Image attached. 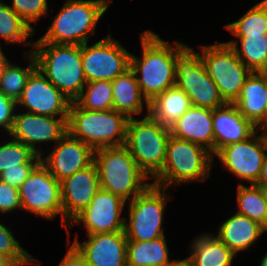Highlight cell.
I'll return each instance as SVG.
<instances>
[{
  "label": "cell",
  "mask_w": 267,
  "mask_h": 266,
  "mask_svg": "<svg viewBox=\"0 0 267 266\" xmlns=\"http://www.w3.org/2000/svg\"><path fill=\"white\" fill-rule=\"evenodd\" d=\"M141 56L131 54L130 69L134 72L142 95L150 102L176 83V57L188 46L181 39L165 41L147 29L140 34Z\"/></svg>",
  "instance_id": "obj_1"
},
{
  "label": "cell",
  "mask_w": 267,
  "mask_h": 266,
  "mask_svg": "<svg viewBox=\"0 0 267 266\" xmlns=\"http://www.w3.org/2000/svg\"><path fill=\"white\" fill-rule=\"evenodd\" d=\"M113 0H65L47 31L34 43H87Z\"/></svg>",
  "instance_id": "obj_2"
},
{
  "label": "cell",
  "mask_w": 267,
  "mask_h": 266,
  "mask_svg": "<svg viewBox=\"0 0 267 266\" xmlns=\"http://www.w3.org/2000/svg\"><path fill=\"white\" fill-rule=\"evenodd\" d=\"M31 53L40 72L71 102L81 95L87 83L82 67V45L34 43Z\"/></svg>",
  "instance_id": "obj_3"
},
{
  "label": "cell",
  "mask_w": 267,
  "mask_h": 266,
  "mask_svg": "<svg viewBox=\"0 0 267 266\" xmlns=\"http://www.w3.org/2000/svg\"><path fill=\"white\" fill-rule=\"evenodd\" d=\"M100 188L121 197L126 202L143 193L151 180L137 165L125 145L94 151Z\"/></svg>",
  "instance_id": "obj_4"
},
{
  "label": "cell",
  "mask_w": 267,
  "mask_h": 266,
  "mask_svg": "<svg viewBox=\"0 0 267 266\" xmlns=\"http://www.w3.org/2000/svg\"><path fill=\"white\" fill-rule=\"evenodd\" d=\"M214 157L206 148L170 135L162 171L152 184L169 189L175 185L204 182L210 176Z\"/></svg>",
  "instance_id": "obj_5"
},
{
  "label": "cell",
  "mask_w": 267,
  "mask_h": 266,
  "mask_svg": "<svg viewBox=\"0 0 267 266\" xmlns=\"http://www.w3.org/2000/svg\"><path fill=\"white\" fill-rule=\"evenodd\" d=\"M128 121L126 115L114 109L89 111L74 101L69 109L67 132L95 151L125 145Z\"/></svg>",
  "instance_id": "obj_6"
},
{
  "label": "cell",
  "mask_w": 267,
  "mask_h": 266,
  "mask_svg": "<svg viewBox=\"0 0 267 266\" xmlns=\"http://www.w3.org/2000/svg\"><path fill=\"white\" fill-rule=\"evenodd\" d=\"M170 135V129L149 114L129 118L125 146L150 179H154L164 167Z\"/></svg>",
  "instance_id": "obj_7"
},
{
  "label": "cell",
  "mask_w": 267,
  "mask_h": 266,
  "mask_svg": "<svg viewBox=\"0 0 267 266\" xmlns=\"http://www.w3.org/2000/svg\"><path fill=\"white\" fill-rule=\"evenodd\" d=\"M170 196L169 189L151 184L143 193L126 202L129 218L125 217L124 232L127 240L150 241L165 236L164 212Z\"/></svg>",
  "instance_id": "obj_8"
},
{
  "label": "cell",
  "mask_w": 267,
  "mask_h": 266,
  "mask_svg": "<svg viewBox=\"0 0 267 266\" xmlns=\"http://www.w3.org/2000/svg\"><path fill=\"white\" fill-rule=\"evenodd\" d=\"M208 75L225 103H235L251 71L226 42L199 45Z\"/></svg>",
  "instance_id": "obj_9"
},
{
  "label": "cell",
  "mask_w": 267,
  "mask_h": 266,
  "mask_svg": "<svg viewBox=\"0 0 267 266\" xmlns=\"http://www.w3.org/2000/svg\"><path fill=\"white\" fill-rule=\"evenodd\" d=\"M189 45L176 57V83L191 105L215 109L225 104L218 87L208 75L199 52Z\"/></svg>",
  "instance_id": "obj_10"
},
{
  "label": "cell",
  "mask_w": 267,
  "mask_h": 266,
  "mask_svg": "<svg viewBox=\"0 0 267 266\" xmlns=\"http://www.w3.org/2000/svg\"><path fill=\"white\" fill-rule=\"evenodd\" d=\"M19 195L22 211L47 220H53L60 215V224L63 227L60 182L41 162L19 187Z\"/></svg>",
  "instance_id": "obj_11"
},
{
  "label": "cell",
  "mask_w": 267,
  "mask_h": 266,
  "mask_svg": "<svg viewBox=\"0 0 267 266\" xmlns=\"http://www.w3.org/2000/svg\"><path fill=\"white\" fill-rule=\"evenodd\" d=\"M82 44V67L87 83L113 81L130 69L131 54L111 32L103 39Z\"/></svg>",
  "instance_id": "obj_12"
},
{
  "label": "cell",
  "mask_w": 267,
  "mask_h": 266,
  "mask_svg": "<svg viewBox=\"0 0 267 266\" xmlns=\"http://www.w3.org/2000/svg\"><path fill=\"white\" fill-rule=\"evenodd\" d=\"M266 151V131L258 128L249 138L221 148L213 157L237 180L257 184Z\"/></svg>",
  "instance_id": "obj_13"
},
{
  "label": "cell",
  "mask_w": 267,
  "mask_h": 266,
  "mask_svg": "<svg viewBox=\"0 0 267 266\" xmlns=\"http://www.w3.org/2000/svg\"><path fill=\"white\" fill-rule=\"evenodd\" d=\"M125 207V200L100 188L89 206L67 226V238H70L73 226L81 223L85 227L86 235L124 231L125 217H122V213L126 211Z\"/></svg>",
  "instance_id": "obj_14"
},
{
  "label": "cell",
  "mask_w": 267,
  "mask_h": 266,
  "mask_svg": "<svg viewBox=\"0 0 267 266\" xmlns=\"http://www.w3.org/2000/svg\"><path fill=\"white\" fill-rule=\"evenodd\" d=\"M67 120L68 117H51L17 110L9 136L42 155L40 144L49 143L53 146L57 143L67 133Z\"/></svg>",
  "instance_id": "obj_15"
},
{
  "label": "cell",
  "mask_w": 267,
  "mask_h": 266,
  "mask_svg": "<svg viewBox=\"0 0 267 266\" xmlns=\"http://www.w3.org/2000/svg\"><path fill=\"white\" fill-rule=\"evenodd\" d=\"M16 103L21 111L25 109L37 115L68 117L72 102L36 68Z\"/></svg>",
  "instance_id": "obj_16"
},
{
  "label": "cell",
  "mask_w": 267,
  "mask_h": 266,
  "mask_svg": "<svg viewBox=\"0 0 267 266\" xmlns=\"http://www.w3.org/2000/svg\"><path fill=\"white\" fill-rule=\"evenodd\" d=\"M50 150H44L41 163L59 182L94 162V150L68 132Z\"/></svg>",
  "instance_id": "obj_17"
},
{
  "label": "cell",
  "mask_w": 267,
  "mask_h": 266,
  "mask_svg": "<svg viewBox=\"0 0 267 266\" xmlns=\"http://www.w3.org/2000/svg\"><path fill=\"white\" fill-rule=\"evenodd\" d=\"M100 189L95 163L60 181L63 228L91 203Z\"/></svg>",
  "instance_id": "obj_18"
},
{
  "label": "cell",
  "mask_w": 267,
  "mask_h": 266,
  "mask_svg": "<svg viewBox=\"0 0 267 266\" xmlns=\"http://www.w3.org/2000/svg\"><path fill=\"white\" fill-rule=\"evenodd\" d=\"M71 243L84 257L88 266H127V237L124 231L86 235L83 242L76 235Z\"/></svg>",
  "instance_id": "obj_19"
},
{
  "label": "cell",
  "mask_w": 267,
  "mask_h": 266,
  "mask_svg": "<svg viewBox=\"0 0 267 266\" xmlns=\"http://www.w3.org/2000/svg\"><path fill=\"white\" fill-rule=\"evenodd\" d=\"M214 155L223 147L249 138L258 128L246 119L234 103L212 110Z\"/></svg>",
  "instance_id": "obj_20"
},
{
  "label": "cell",
  "mask_w": 267,
  "mask_h": 266,
  "mask_svg": "<svg viewBox=\"0 0 267 266\" xmlns=\"http://www.w3.org/2000/svg\"><path fill=\"white\" fill-rule=\"evenodd\" d=\"M174 137L198 144L214 156L212 109L191 106L170 128Z\"/></svg>",
  "instance_id": "obj_21"
},
{
  "label": "cell",
  "mask_w": 267,
  "mask_h": 266,
  "mask_svg": "<svg viewBox=\"0 0 267 266\" xmlns=\"http://www.w3.org/2000/svg\"><path fill=\"white\" fill-rule=\"evenodd\" d=\"M239 112L257 128L267 127V75L251 72L234 103Z\"/></svg>",
  "instance_id": "obj_22"
},
{
  "label": "cell",
  "mask_w": 267,
  "mask_h": 266,
  "mask_svg": "<svg viewBox=\"0 0 267 266\" xmlns=\"http://www.w3.org/2000/svg\"><path fill=\"white\" fill-rule=\"evenodd\" d=\"M266 229L252 219L234 213L214 233L234 254L247 251L261 239Z\"/></svg>",
  "instance_id": "obj_23"
},
{
  "label": "cell",
  "mask_w": 267,
  "mask_h": 266,
  "mask_svg": "<svg viewBox=\"0 0 267 266\" xmlns=\"http://www.w3.org/2000/svg\"><path fill=\"white\" fill-rule=\"evenodd\" d=\"M112 93L113 109L128 118L149 114V102L142 95L136 76L131 69H128L112 81Z\"/></svg>",
  "instance_id": "obj_24"
},
{
  "label": "cell",
  "mask_w": 267,
  "mask_h": 266,
  "mask_svg": "<svg viewBox=\"0 0 267 266\" xmlns=\"http://www.w3.org/2000/svg\"><path fill=\"white\" fill-rule=\"evenodd\" d=\"M188 248L189 266H232L237 256L212 232L198 234Z\"/></svg>",
  "instance_id": "obj_25"
},
{
  "label": "cell",
  "mask_w": 267,
  "mask_h": 266,
  "mask_svg": "<svg viewBox=\"0 0 267 266\" xmlns=\"http://www.w3.org/2000/svg\"><path fill=\"white\" fill-rule=\"evenodd\" d=\"M191 106L185 92L174 85L149 102V115L162 126L170 129Z\"/></svg>",
  "instance_id": "obj_26"
},
{
  "label": "cell",
  "mask_w": 267,
  "mask_h": 266,
  "mask_svg": "<svg viewBox=\"0 0 267 266\" xmlns=\"http://www.w3.org/2000/svg\"><path fill=\"white\" fill-rule=\"evenodd\" d=\"M166 236L150 241L127 240V266H173L179 259H170Z\"/></svg>",
  "instance_id": "obj_27"
},
{
  "label": "cell",
  "mask_w": 267,
  "mask_h": 266,
  "mask_svg": "<svg viewBox=\"0 0 267 266\" xmlns=\"http://www.w3.org/2000/svg\"><path fill=\"white\" fill-rule=\"evenodd\" d=\"M234 37L226 43L251 72H261L267 64V34Z\"/></svg>",
  "instance_id": "obj_28"
},
{
  "label": "cell",
  "mask_w": 267,
  "mask_h": 266,
  "mask_svg": "<svg viewBox=\"0 0 267 266\" xmlns=\"http://www.w3.org/2000/svg\"><path fill=\"white\" fill-rule=\"evenodd\" d=\"M237 213L267 228V190L256 184L237 185Z\"/></svg>",
  "instance_id": "obj_29"
},
{
  "label": "cell",
  "mask_w": 267,
  "mask_h": 266,
  "mask_svg": "<svg viewBox=\"0 0 267 266\" xmlns=\"http://www.w3.org/2000/svg\"><path fill=\"white\" fill-rule=\"evenodd\" d=\"M36 32L9 6L0 0V38L6 44L33 46L32 38ZM29 40V41H28Z\"/></svg>",
  "instance_id": "obj_30"
},
{
  "label": "cell",
  "mask_w": 267,
  "mask_h": 266,
  "mask_svg": "<svg viewBox=\"0 0 267 266\" xmlns=\"http://www.w3.org/2000/svg\"><path fill=\"white\" fill-rule=\"evenodd\" d=\"M23 51L28 65L21 67L11 62L0 79V91L16 102L20 98L29 76L37 68L36 60L31 50Z\"/></svg>",
  "instance_id": "obj_31"
},
{
  "label": "cell",
  "mask_w": 267,
  "mask_h": 266,
  "mask_svg": "<svg viewBox=\"0 0 267 266\" xmlns=\"http://www.w3.org/2000/svg\"><path fill=\"white\" fill-rule=\"evenodd\" d=\"M233 36L267 34V4L256 3L238 20L224 25Z\"/></svg>",
  "instance_id": "obj_32"
},
{
  "label": "cell",
  "mask_w": 267,
  "mask_h": 266,
  "mask_svg": "<svg viewBox=\"0 0 267 266\" xmlns=\"http://www.w3.org/2000/svg\"><path fill=\"white\" fill-rule=\"evenodd\" d=\"M75 102L89 111L113 109L112 81L101 80L86 83Z\"/></svg>",
  "instance_id": "obj_33"
},
{
  "label": "cell",
  "mask_w": 267,
  "mask_h": 266,
  "mask_svg": "<svg viewBox=\"0 0 267 266\" xmlns=\"http://www.w3.org/2000/svg\"><path fill=\"white\" fill-rule=\"evenodd\" d=\"M0 143V173L6 169L20 168V164L41 162V155L11 137Z\"/></svg>",
  "instance_id": "obj_34"
},
{
  "label": "cell",
  "mask_w": 267,
  "mask_h": 266,
  "mask_svg": "<svg viewBox=\"0 0 267 266\" xmlns=\"http://www.w3.org/2000/svg\"><path fill=\"white\" fill-rule=\"evenodd\" d=\"M10 227L5 226L0 222V252L7 255L17 266L40 264L29 252L20 245L10 230Z\"/></svg>",
  "instance_id": "obj_35"
},
{
  "label": "cell",
  "mask_w": 267,
  "mask_h": 266,
  "mask_svg": "<svg viewBox=\"0 0 267 266\" xmlns=\"http://www.w3.org/2000/svg\"><path fill=\"white\" fill-rule=\"evenodd\" d=\"M9 6L36 32L33 24L48 15V0H11ZM32 23V25H31Z\"/></svg>",
  "instance_id": "obj_36"
},
{
  "label": "cell",
  "mask_w": 267,
  "mask_h": 266,
  "mask_svg": "<svg viewBox=\"0 0 267 266\" xmlns=\"http://www.w3.org/2000/svg\"><path fill=\"white\" fill-rule=\"evenodd\" d=\"M19 209L22 210L19 189L0 181V214H12Z\"/></svg>",
  "instance_id": "obj_37"
},
{
  "label": "cell",
  "mask_w": 267,
  "mask_h": 266,
  "mask_svg": "<svg viewBox=\"0 0 267 266\" xmlns=\"http://www.w3.org/2000/svg\"><path fill=\"white\" fill-rule=\"evenodd\" d=\"M39 163L20 164V168L6 169L0 173V181L19 189Z\"/></svg>",
  "instance_id": "obj_38"
},
{
  "label": "cell",
  "mask_w": 267,
  "mask_h": 266,
  "mask_svg": "<svg viewBox=\"0 0 267 266\" xmlns=\"http://www.w3.org/2000/svg\"><path fill=\"white\" fill-rule=\"evenodd\" d=\"M17 103L13 99L6 97L0 91V132L4 130L9 136L15 118V111H17Z\"/></svg>",
  "instance_id": "obj_39"
},
{
  "label": "cell",
  "mask_w": 267,
  "mask_h": 266,
  "mask_svg": "<svg viewBox=\"0 0 267 266\" xmlns=\"http://www.w3.org/2000/svg\"><path fill=\"white\" fill-rule=\"evenodd\" d=\"M67 251L59 266H88L84 257L69 242L66 241Z\"/></svg>",
  "instance_id": "obj_40"
},
{
  "label": "cell",
  "mask_w": 267,
  "mask_h": 266,
  "mask_svg": "<svg viewBox=\"0 0 267 266\" xmlns=\"http://www.w3.org/2000/svg\"><path fill=\"white\" fill-rule=\"evenodd\" d=\"M256 185L261 186L263 188L267 187V151L264 156L263 164L259 174V179Z\"/></svg>",
  "instance_id": "obj_41"
},
{
  "label": "cell",
  "mask_w": 267,
  "mask_h": 266,
  "mask_svg": "<svg viewBox=\"0 0 267 266\" xmlns=\"http://www.w3.org/2000/svg\"><path fill=\"white\" fill-rule=\"evenodd\" d=\"M10 61L2 50V44L0 43V79L3 76L6 68L10 65Z\"/></svg>",
  "instance_id": "obj_42"
},
{
  "label": "cell",
  "mask_w": 267,
  "mask_h": 266,
  "mask_svg": "<svg viewBox=\"0 0 267 266\" xmlns=\"http://www.w3.org/2000/svg\"><path fill=\"white\" fill-rule=\"evenodd\" d=\"M0 266H17L7 255L0 252Z\"/></svg>",
  "instance_id": "obj_43"
},
{
  "label": "cell",
  "mask_w": 267,
  "mask_h": 266,
  "mask_svg": "<svg viewBox=\"0 0 267 266\" xmlns=\"http://www.w3.org/2000/svg\"><path fill=\"white\" fill-rule=\"evenodd\" d=\"M259 261V266H267V253H265Z\"/></svg>",
  "instance_id": "obj_44"
},
{
  "label": "cell",
  "mask_w": 267,
  "mask_h": 266,
  "mask_svg": "<svg viewBox=\"0 0 267 266\" xmlns=\"http://www.w3.org/2000/svg\"><path fill=\"white\" fill-rule=\"evenodd\" d=\"M173 266H189L188 263L182 258L178 260Z\"/></svg>",
  "instance_id": "obj_45"
},
{
  "label": "cell",
  "mask_w": 267,
  "mask_h": 266,
  "mask_svg": "<svg viewBox=\"0 0 267 266\" xmlns=\"http://www.w3.org/2000/svg\"><path fill=\"white\" fill-rule=\"evenodd\" d=\"M263 74L267 75V64L265 66V68L261 71Z\"/></svg>",
  "instance_id": "obj_46"
},
{
  "label": "cell",
  "mask_w": 267,
  "mask_h": 266,
  "mask_svg": "<svg viewBox=\"0 0 267 266\" xmlns=\"http://www.w3.org/2000/svg\"><path fill=\"white\" fill-rule=\"evenodd\" d=\"M258 3H267V0H260Z\"/></svg>",
  "instance_id": "obj_47"
}]
</instances>
